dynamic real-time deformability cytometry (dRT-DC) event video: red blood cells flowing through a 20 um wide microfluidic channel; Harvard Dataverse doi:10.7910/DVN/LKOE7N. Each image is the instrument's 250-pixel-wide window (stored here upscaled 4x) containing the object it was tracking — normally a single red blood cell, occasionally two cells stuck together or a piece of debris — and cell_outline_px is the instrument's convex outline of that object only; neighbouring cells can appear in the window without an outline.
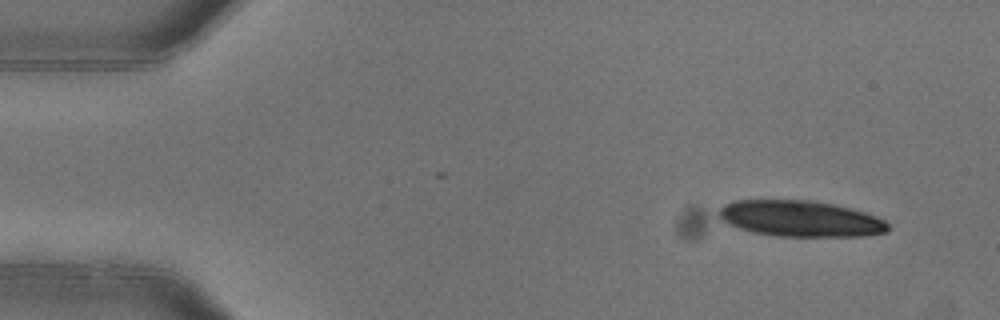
{"species": "common noctule bat (a hibernating species)", "species_latin": "Nyctalus noctula", "temperature_condition": "warm", "stored_images_in_passage": 7, "camera_frame_rate_fps": 3000, "um_per_image_px": 0.085, "animal": {"sex": "female"}, "frame": {"image": 1, "passage_image": 1, "time_ms": 0.0, "image_size_px": [1000, 320], "cell_outline_px": [[888, 232], [860, 236], [776, 236], [752, 232], [728, 224], [720, 220], [716, 212], [724, 204], [736, 200], [808, 200], [832, 204], [864, 212], [876, 216], [884, 220], [888, 224]], "centroid_in_image_um": [67.98, 18.58], "position_along_channel_um": 17.0, "area_um2": 35.49}}